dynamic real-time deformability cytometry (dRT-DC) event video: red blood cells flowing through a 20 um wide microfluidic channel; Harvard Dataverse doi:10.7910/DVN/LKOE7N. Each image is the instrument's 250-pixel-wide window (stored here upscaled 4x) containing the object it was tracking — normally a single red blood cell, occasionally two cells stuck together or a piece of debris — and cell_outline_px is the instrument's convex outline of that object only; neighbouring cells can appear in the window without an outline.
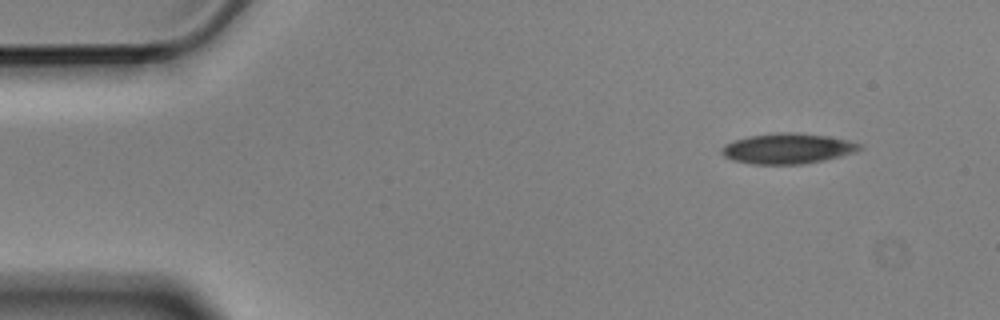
{"species": "Egyptian fruit bat (a non-hibernating species)", "species_latin": "Rousettus aegyptiacus", "temperature_condition": "cold", "stored_images_in_passage": 13, "camera_frame_rate_fps": 3000, "um_per_image_px": 0.085, "animal": {"sex": "male"}, "frame": {"image": 1, "passage_image": 1, "time_ms": 0.0, "image_size_px": [1000, 320], "cell_outline_px": [[864, 148], [856, 152], [824, 160], [800, 164], [752, 164], [732, 160], [724, 156], [720, 152], [720, 148], [724, 144], [732, 140], [748, 136], [776, 132], [796, 132], [832, 136], [848, 140], [860, 144]], "centroid_in_image_um": [66.93, 12.61], "position_along_channel_um": 18.1, "area_um2": 24.8}}
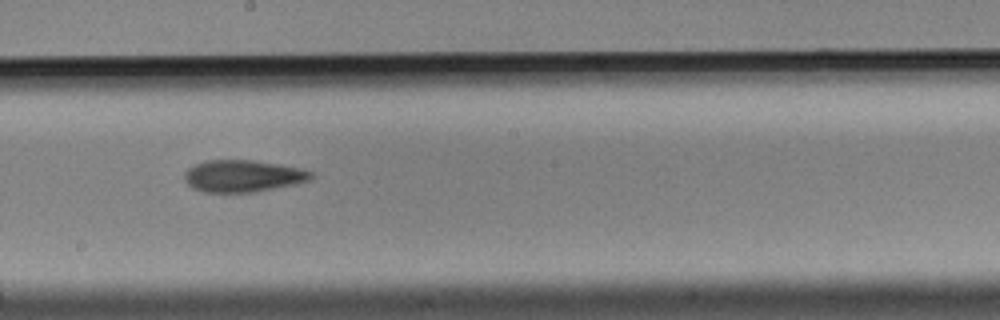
{"frame": {"image": 2, "passage_image": 7, "time_ms": 2.0, "image_size_px": [1000, 320], "cell_outline_px": [[312, 180], [296, 184], [256, 192], [204, 192], [192, 188], [184, 180], [184, 172], [192, 164], [208, 160], [252, 160], [300, 168], [312, 172]], "centroid_in_image_um": [20.62, 14.96], "position_along_channel_um": 227.6, "area_um2": 23.7}}
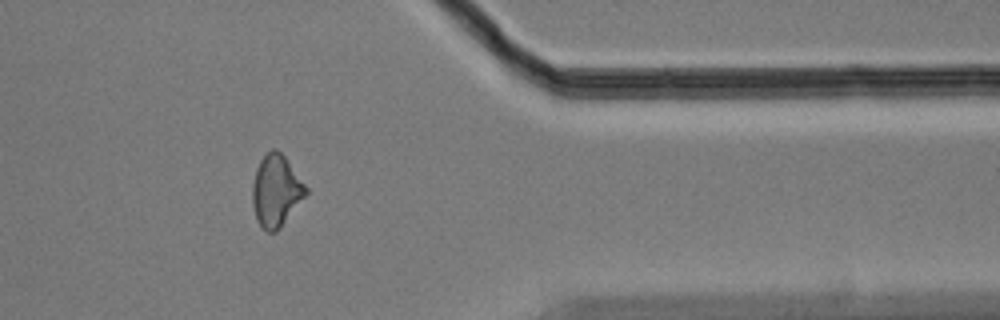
{"frame": {"image": 3, "passage_image": 11, "time_ms": 3.333, "image_size_px": [1000, 320], "cell_outline_px": [[308, 192], [280, 228], [276, 232], [268, 232], [256, 220], [252, 204], [252, 184], [256, 168], [260, 160], [272, 148], [276, 148], [284, 156], [308, 188]], "centroid_in_image_um": [23.45, 16.21], "position_along_channel_um": 388.0, "area_um2": 22.2}}